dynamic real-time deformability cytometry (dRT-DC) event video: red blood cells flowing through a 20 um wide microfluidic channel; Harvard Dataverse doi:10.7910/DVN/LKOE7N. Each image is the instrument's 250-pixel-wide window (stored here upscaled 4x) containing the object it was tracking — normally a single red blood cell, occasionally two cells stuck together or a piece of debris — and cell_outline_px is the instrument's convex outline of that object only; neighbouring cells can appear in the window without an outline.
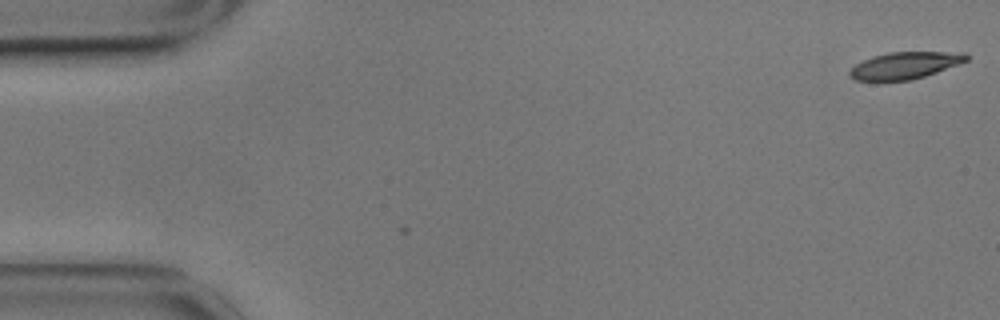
{"species": "common noctule bat (a hibernating species)", "species_latin": "Nyctalus noctula", "temperature_condition": "cold", "stored_images_in_passage": 3, "camera_frame_rate_fps": 3000, "um_per_image_px": 0.085, "animal": {"sex": "male", "body_mass_g": 17.9}, "frame": {"image": 1, "passage_image": 1, "time_ms": 0.0, "image_size_px": [1000, 320], "cell_outline_px": [[968, 60], [936, 72], [924, 76], [908, 80], [856, 80], [848, 76], [848, 72], [856, 64], [872, 56], [888, 52], [968, 52]], "centroid_in_image_um": [76.92, 5.54], "position_along_channel_um": 8.1, "area_um2": 18.09}}